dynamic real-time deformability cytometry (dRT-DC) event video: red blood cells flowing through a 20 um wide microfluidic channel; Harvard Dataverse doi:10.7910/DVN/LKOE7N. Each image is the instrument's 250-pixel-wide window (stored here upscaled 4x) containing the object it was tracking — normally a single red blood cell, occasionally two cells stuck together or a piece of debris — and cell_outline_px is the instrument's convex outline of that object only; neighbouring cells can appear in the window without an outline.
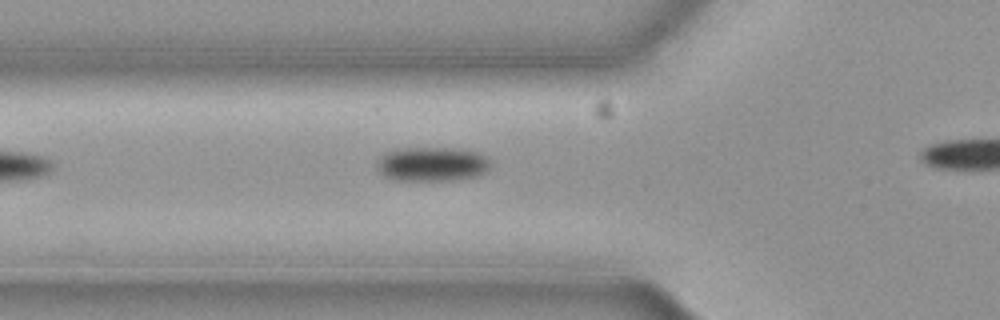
{"species": "common noctule bat (a hibernating species)", "species_latin": "Nyctalus noctula", "temperature_condition": "cold", "stored_images_in_passage": 7, "camera_frame_rate_fps": 3000, "um_per_image_px": 0.085, "animal": {"sex": "female", "body_mass_g": 19.3, "forearm_length_mm": 54.1}, "frame": {"image": 1, "passage_image": 2, "time_ms": 0.333, "image_size_px": [1000, 320], "cell_outline_px": [[488, 168], [484, 172], [476, 176], [456, 180], [396, 180], [384, 176], [376, 168], [376, 160], [384, 152], [396, 148], [464, 148], [480, 152], [488, 160]], "centroid_in_image_um": [36.67, 13.93], "position_along_channel_um": 89.1, "area_um2": 23.0}}